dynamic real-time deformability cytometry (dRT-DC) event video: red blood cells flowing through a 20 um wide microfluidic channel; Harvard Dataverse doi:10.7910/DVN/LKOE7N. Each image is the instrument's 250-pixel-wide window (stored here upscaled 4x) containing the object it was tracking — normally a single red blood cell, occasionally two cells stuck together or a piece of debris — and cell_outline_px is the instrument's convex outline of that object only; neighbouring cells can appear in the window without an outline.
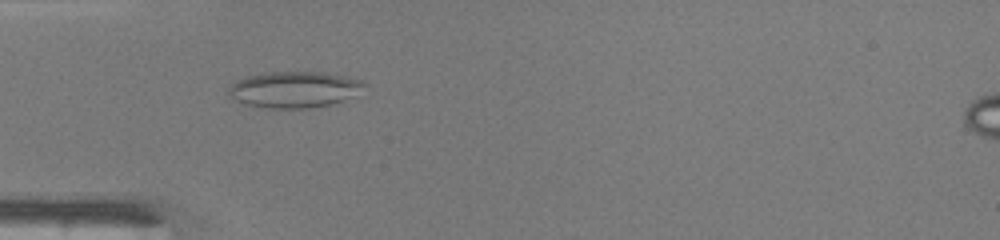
{"species": "common noctule bat (a hibernating species)", "species_latin": "Nyctalus noctula", "temperature_condition": "warm", "stored_images_in_passage": 46, "camera_frame_rate_fps": 3000, "um_per_image_px": 0.085, "animal": {"sex": "male", "body_mass_g": 19.0, "forearm_length_mm": 50.8}, "frame": {"image": 1, "passage_image": 14, "time_ms": 4.333, "image_size_px": [1000, 240], "cell_outline_px": [[368, 84], [340, 100], [332, 104], [308, 108], [268, 108], [244, 104], [228, 96], [228, 88], [236, 80], [244, 76], [268, 72], [324, 72], [364, 80]], "centroid_in_image_um": [24.93, 7.59], "position_along_channel_um": 60.1, "area_um2": 28.38}}
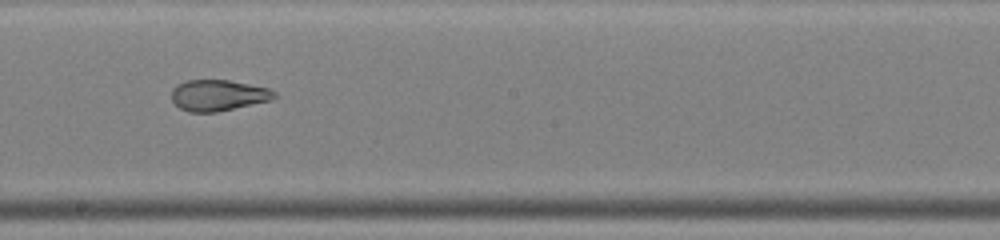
{"frame": {"image": 2, "passage_image": 26, "time_ms": 8.333, "image_size_px": [1000, 240], "cell_outline_px": [[276, 96], [272, 100], [216, 112], [188, 112], [180, 108], [172, 100], [172, 88], [176, 84], [188, 80], [228, 80], [268, 88], [276, 92]], "centroid_in_image_um": [18.53, 8.1], "position_along_channel_um": 229.7, "area_um2": 18.55}}
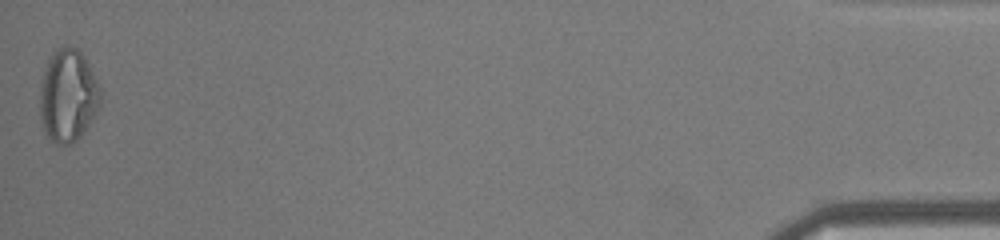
{"frame": {"image": 3, "passage_image": 46, "time_ms": 15.0, "image_size_px": [1000, 240], "cell_outline_px": [[100, 100], [88, 124], [80, 136], [72, 144], [56, 144], [44, 132], [40, 120], [40, 84], [48, 60], [52, 52], [56, 48], [76, 48], [84, 56], [100, 88]], "centroid_in_image_um": [5.73, 8.14], "position_along_channel_um": 429.5, "area_um2": 32.08}, "authors_computed_cell_mechanics": {"area_um2": 25.7499, "velocity_mm_per_s": 4.3322, "shape_relaxation_time_tau1_ms": null, "shape_relaxation_time_tau2_ms": 1.2281, "deformation_change_tau1": null, "deformation_change_tau2": 0.0799}}